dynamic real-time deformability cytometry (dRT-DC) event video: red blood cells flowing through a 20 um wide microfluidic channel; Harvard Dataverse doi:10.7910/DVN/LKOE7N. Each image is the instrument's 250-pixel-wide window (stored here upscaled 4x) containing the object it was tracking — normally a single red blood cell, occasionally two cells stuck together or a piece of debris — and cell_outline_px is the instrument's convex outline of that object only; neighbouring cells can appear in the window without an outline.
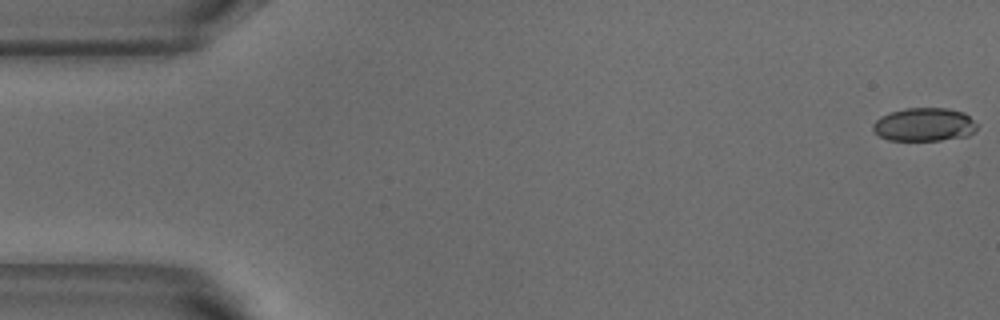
{"species": "common noctule bat (a hibernating species)", "species_latin": "Nyctalus noctula", "temperature_condition": "warm", "stored_images_in_passage": 5, "camera_frame_rate_fps": 3000, "um_per_image_px": 0.085, "animal": {"sex": "male", "body_mass_g": 18.8}, "frame": {"image": 1, "passage_image": 1, "time_ms": 0.0, "image_size_px": [1000, 320], "cell_outline_px": [[980, 124], [968, 136], [940, 140], [888, 140], [880, 136], [872, 128], [872, 124], [880, 116], [892, 112], [908, 108], [948, 108], [964, 112]], "centroid_in_image_um": [78.6, 10.58], "position_along_channel_um": 6.4, "area_um2": 20.29}}
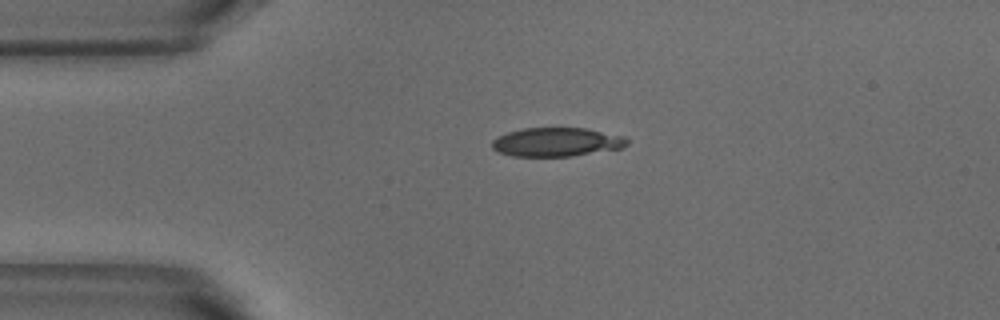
{"frame": {"image": 2, "passage_image": 4, "time_ms": 1.0, "image_size_px": [1000, 320], "cell_outline_px": [[628, 144], [624, 148], [572, 156], [512, 156], [500, 152], [492, 148], [492, 140], [508, 132], [524, 128], [584, 128], [624, 136], [628, 140]], "centroid_in_image_um": [47.35, 12.08], "position_along_channel_um": 37.7, "area_um2": 22.6}}